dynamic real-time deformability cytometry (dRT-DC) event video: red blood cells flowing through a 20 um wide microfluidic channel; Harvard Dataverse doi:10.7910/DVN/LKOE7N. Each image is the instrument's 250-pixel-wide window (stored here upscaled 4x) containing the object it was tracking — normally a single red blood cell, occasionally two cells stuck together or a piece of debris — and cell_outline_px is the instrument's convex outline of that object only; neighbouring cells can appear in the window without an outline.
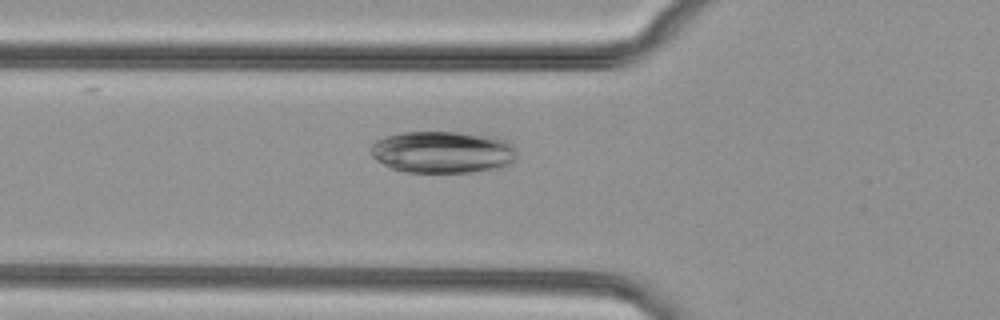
{"species": "common noctule bat (a hibernating species)", "species_latin": "Nyctalus noctula", "temperature_condition": "cold", "stored_images_in_passage": 37, "camera_frame_rate_fps": 3000, "um_per_image_px": 0.085, "animal": {"sex": "female", "body_mass_g": 29.2, "forearm_length_mm": 56.3}, "frame": {"image": 1, "passage_image": 5, "time_ms": 1.333, "image_size_px": [1000, 320], "cell_outline_px": [[516, 160], [508, 164], [496, 168], [472, 172], [404, 172], [392, 168], [376, 160], [372, 156], [372, 144], [376, 140], [384, 136], [404, 132], [460, 132], [496, 136], [508, 140], [516, 148]], "centroid_in_image_um": [37.66, 12.91], "position_along_channel_um": 88.1, "area_um2": 36.01}}
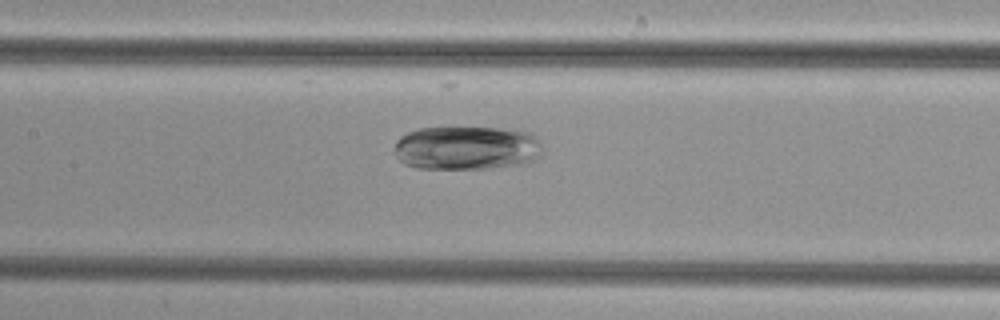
{"frame": {"image": 2, "passage_image": 11, "time_ms": 3.333, "image_size_px": [1000, 320], "cell_outline_px": [[544, 148], [540, 156], [524, 164], [488, 168], [416, 168], [404, 164], [396, 156], [396, 140], [400, 136], [408, 132], [420, 128], [520, 128], [528, 132]], "centroid_in_image_um": [39.69, 12.57], "position_along_channel_um": 167.7, "area_um2": 37.92}}
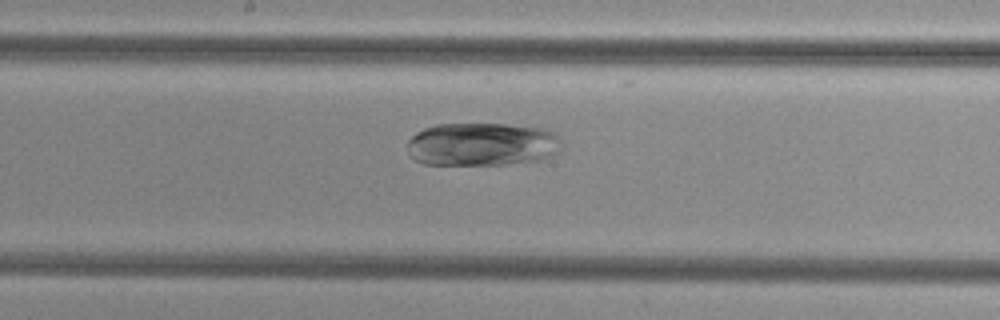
{"frame": {"image": 3, "passage_image": 14, "time_ms": 4.333, "image_size_px": [1000, 320], "cell_outline_px": [[560, 140], [556, 152], [552, 156], [540, 160], [504, 164], [424, 164], [416, 160], [408, 152], [408, 140], [416, 132], [424, 128], [436, 124], [508, 124], [544, 128], [556, 132]], "centroid_in_image_um": [40.97, 12.25], "position_along_channel_um": 207.2, "area_um2": 38.9}}